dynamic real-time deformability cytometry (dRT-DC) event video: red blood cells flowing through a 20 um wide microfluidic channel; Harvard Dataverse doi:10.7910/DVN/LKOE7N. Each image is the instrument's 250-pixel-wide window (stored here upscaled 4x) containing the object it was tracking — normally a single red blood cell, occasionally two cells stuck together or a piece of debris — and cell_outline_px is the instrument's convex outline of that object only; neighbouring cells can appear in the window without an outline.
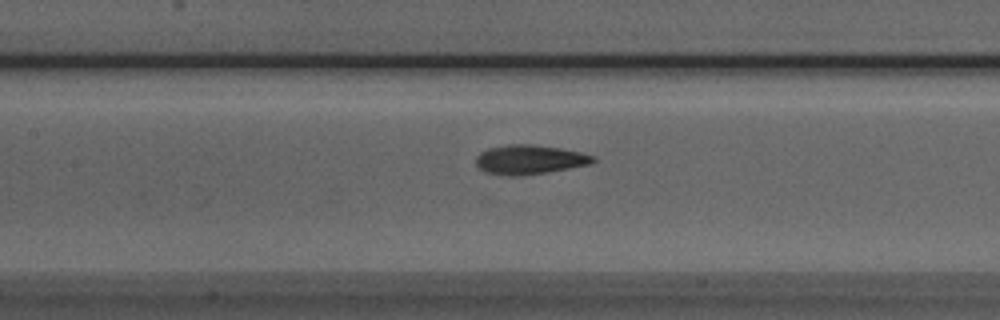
{"species": "Egyptian fruit bat (a non-hibernating species)", "species_latin": "Rousettus aegyptiacus", "temperature_condition": "room temperature", "stored_images_in_passage": 30, "camera_frame_rate_fps": 3000, "um_per_image_px": 0.085, "animal": {"sex": "male"}, "frame": {"image": 1, "passage_image": 12, "time_ms": 3.667, "image_size_px": [1000, 320], "cell_outline_px": [[596, 160], [588, 164], [568, 168], [520, 176], [508, 176], [484, 172], [476, 164], [476, 156], [480, 152], [488, 148], [508, 144], [528, 144], [560, 148], [580, 152], [596, 156]], "centroid_in_image_um": [44.97, 13.56], "position_along_channel_um": 162.4, "area_um2": 19.88}}
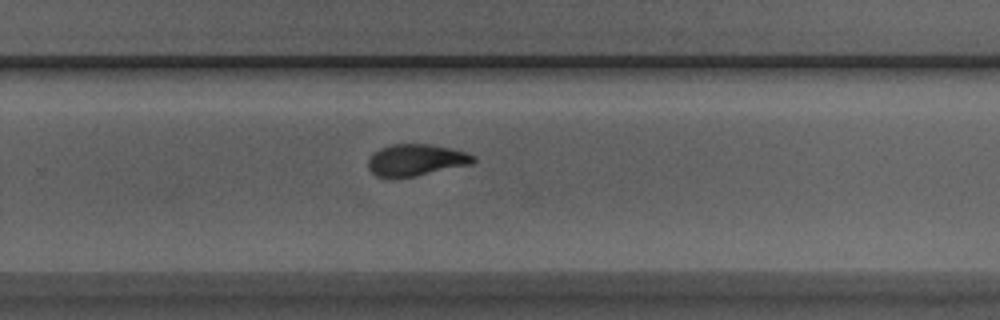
{"frame": {"image": 2, "passage_image": 22, "time_ms": 7.0, "image_size_px": [1000, 320], "cell_outline_px": [[476, 160], [472, 164], [416, 176], [392, 180], [388, 180], [376, 176], [368, 168], [368, 160], [380, 148], [392, 144], [432, 144], [464, 152], [476, 156]], "centroid_in_image_um": [35.33, 13.64], "position_along_channel_um": 294.5, "area_um2": 19.71}}
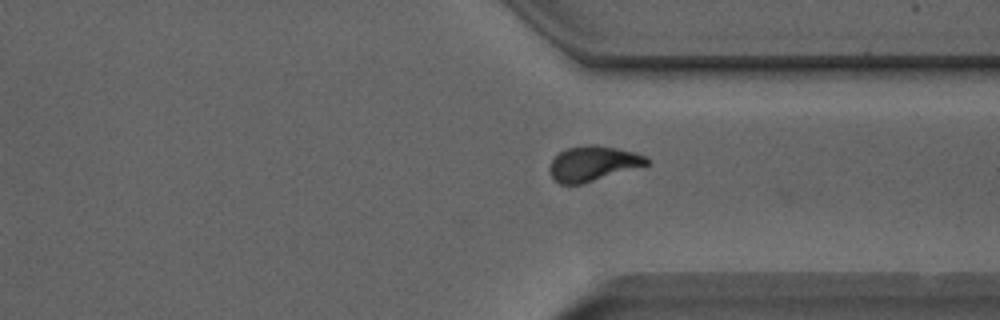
{"frame": {"image": 3, "passage_image": 27, "time_ms": 8.667, "image_size_px": [1000, 320], "cell_outline_px": [[648, 164], [580, 184], [560, 184], [552, 180], [548, 168], [552, 160], [564, 148], [588, 144], [596, 144], [616, 148], [632, 152], [644, 156], [648, 160]], "centroid_in_image_um": [50.31, 13.89], "position_along_channel_um": 361.1, "area_um2": 19.54}}